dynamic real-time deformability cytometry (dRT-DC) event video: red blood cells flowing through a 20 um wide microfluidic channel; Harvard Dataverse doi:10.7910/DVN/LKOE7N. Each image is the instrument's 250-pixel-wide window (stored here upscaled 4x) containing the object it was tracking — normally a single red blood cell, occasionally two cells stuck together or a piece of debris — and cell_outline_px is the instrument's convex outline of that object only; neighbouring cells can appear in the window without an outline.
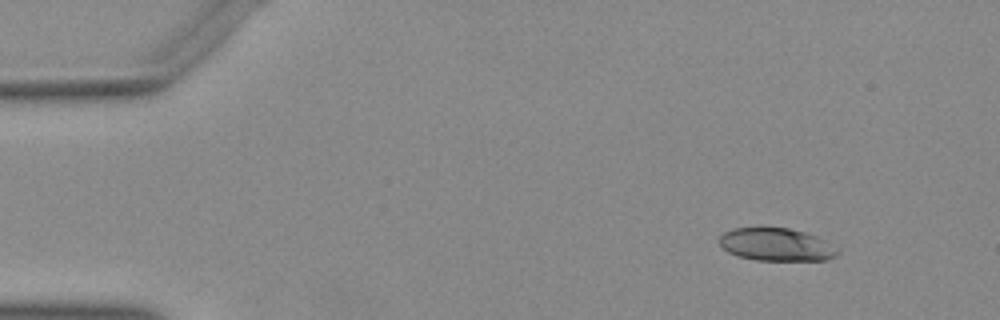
{"species": "Egyptian fruit bat (a non-hibernating species)", "species_latin": "Rousettus aegyptiacus", "temperature_condition": "warm", "stored_images_in_passage": 14, "camera_frame_rate_fps": 3000, "um_per_image_px": 0.085, "animal": {"sex": "female"}, "frame": {"image": 1, "passage_image": 5, "time_ms": 1.333, "image_size_px": [1000, 320], "cell_outline_px": [[840, 252], [836, 256], [824, 260], [756, 260], [736, 256], [728, 252], [720, 244], [720, 236], [724, 232], [732, 228], [788, 228], [804, 232], [816, 236], [840, 248]], "centroid_in_image_um": [66.01, 20.79], "position_along_channel_um": 19.0, "area_um2": 22.6}}